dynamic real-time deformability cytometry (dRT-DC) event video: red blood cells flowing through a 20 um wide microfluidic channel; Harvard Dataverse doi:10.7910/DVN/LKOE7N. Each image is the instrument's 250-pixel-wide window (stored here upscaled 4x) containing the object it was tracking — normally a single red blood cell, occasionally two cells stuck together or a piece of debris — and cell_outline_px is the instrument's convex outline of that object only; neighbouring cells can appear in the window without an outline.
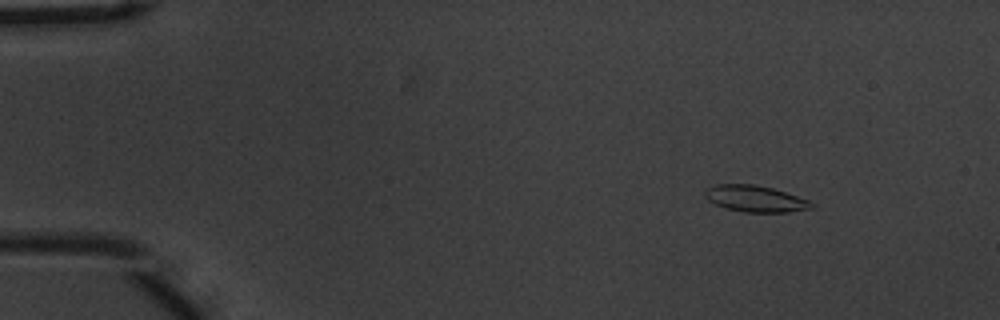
{"species": "common noctule bat (a hibernating species)", "species_latin": "Nyctalus noctula", "temperature_condition": "warm", "stored_images_in_passage": 55, "camera_frame_rate_fps": 3000, "um_per_image_px": 0.085, "animal": {"sex": "male", "body_mass_g": 20.1, "forearm_length_mm": 53.5}, "frame": {"image": 1, "passage_image": 6, "time_ms": 1.667, "image_size_px": [1000, 320], "cell_outline_px": [[816, 208], [788, 212], [744, 212], [728, 208], [716, 204], [708, 200], [704, 196], [704, 188], [716, 184], [752, 184], [772, 188], [808, 200]], "centroid_in_image_um": [64.17, 16.88], "position_along_channel_um": 20.8, "area_um2": 16.3}}
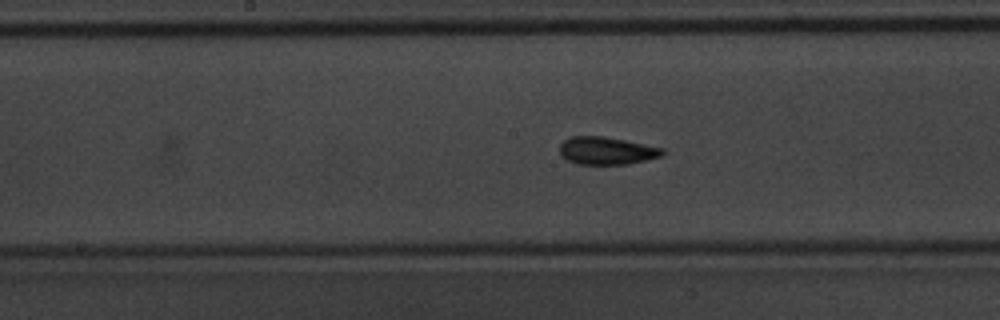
{"frame": {"image": 2, "passage_image": 28, "time_ms": 9.0, "image_size_px": [1000, 320], "cell_outline_px": [[664, 152], [660, 156], [628, 164], [576, 164], [560, 156], [560, 144], [564, 140], [572, 136], [604, 136], [664, 148]], "centroid_in_image_um": [51.52, 12.81], "position_along_channel_um": 196.7, "area_um2": 16.47}}
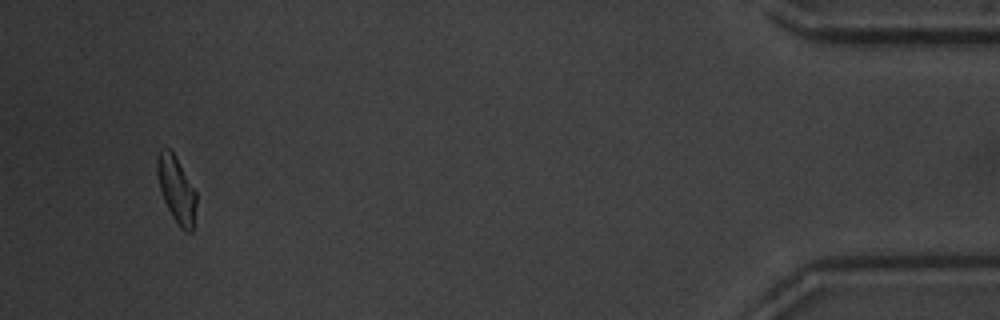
{"frame": {"image": 3, "passage_image": 52, "time_ms": 17.0, "image_size_px": [1000, 320], "cell_outline_px": [[196, 204], [192, 232], [188, 232], [180, 228], [176, 224], [164, 200], [160, 188], [156, 172], [156, 156], [160, 148], [168, 148], [172, 152], [196, 192]], "centroid_in_image_um": [14.97, 16.11], "position_along_channel_um": 420.2, "area_um2": 14.91}, "authors_computed_cell_mechanics": {"area_um2": 16.0684, "velocity_mm_per_s": 3.6821, "shape_relaxation_time_tau1_ms": 3.4412, "shape_relaxation_time_tau2_ms": 2.3921, "deformation_change_tau1": 0.1148, "deformation_change_tau2": 0.0869}}